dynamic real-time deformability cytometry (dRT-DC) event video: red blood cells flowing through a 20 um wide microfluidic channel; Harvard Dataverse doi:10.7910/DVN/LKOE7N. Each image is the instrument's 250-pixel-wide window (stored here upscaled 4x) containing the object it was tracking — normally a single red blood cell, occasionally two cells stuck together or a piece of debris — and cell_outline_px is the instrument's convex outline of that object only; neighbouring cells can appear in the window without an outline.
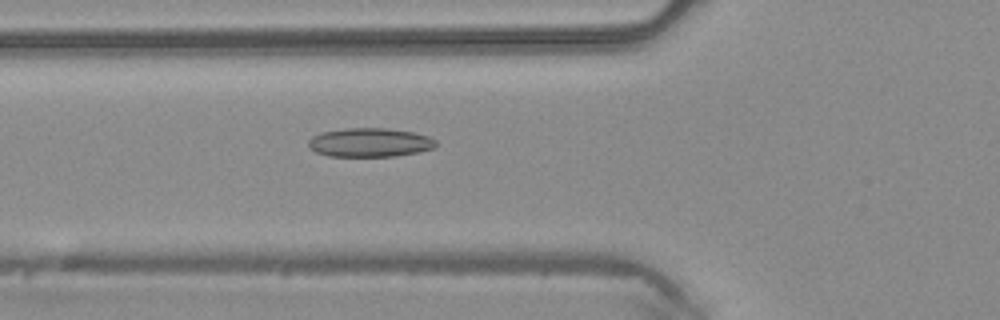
{"species": "common noctule bat (a hibernating species)", "species_latin": "Nyctalus noctula", "temperature_condition": "warm", "stored_images_in_passage": 38, "camera_frame_rate_fps": 3000, "um_per_image_px": 0.085, "animal": {"sex": "male", "body_mass_g": 20.4}, "frame": {"image": 1, "passage_image": 8, "time_ms": 2.333, "image_size_px": [1000, 320], "cell_outline_px": [[436, 144], [432, 148], [420, 152], [396, 156], [328, 156], [316, 152], [308, 148], [308, 140], [312, 136], [320, 132], [348, 128], [384, 128], [412, 132], [428, 136], [436, 140]], "centroid_in_image_um": [31.4, 12.11], "position_along_channel_um": 94.4, "area_um2": 21.5}}
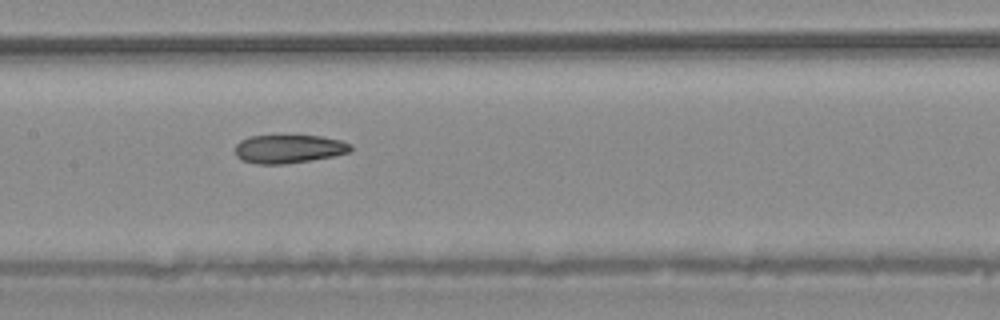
{"frame": {"image": 2, "passage_image": 14, "time_ms": 4.333, "image_size_px": [1000, 320], "cell_outline_px": [[352, 148], [348, 152], [332, 156], [312, 160], [284, 164], [256, 164], [240, 160], [236, 156], [236, 144], [240, 140], [248, 136], [320, 136], [340, 140], [352, 144]], "centroid_in_image_um": [24.51, 12.66], "position_along_channel_um": 182.9, "area_um2": 19.13}}
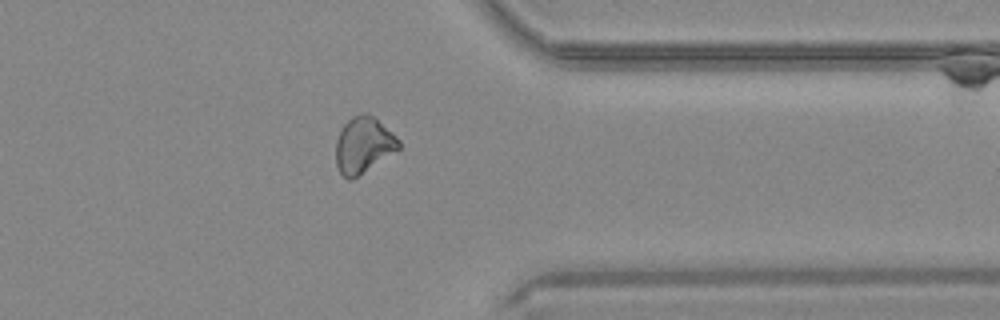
{"frame": {"image": 3, "passage_image": 28, "time_ms": 9.0, "image_size_px": [1000, 320], "cell_outline_px": [[400, 148], [352, 180], [348, 180], [340, 172], [336, 164], [336, 140], [344, 124], [352, 116], [360, 112], [368, 112], [396, 136], [400, 140]], "centroid_in_image_um": [30.88, 12.31], "position_along_channel_um": 380.5, "area_um2": 20.4}}